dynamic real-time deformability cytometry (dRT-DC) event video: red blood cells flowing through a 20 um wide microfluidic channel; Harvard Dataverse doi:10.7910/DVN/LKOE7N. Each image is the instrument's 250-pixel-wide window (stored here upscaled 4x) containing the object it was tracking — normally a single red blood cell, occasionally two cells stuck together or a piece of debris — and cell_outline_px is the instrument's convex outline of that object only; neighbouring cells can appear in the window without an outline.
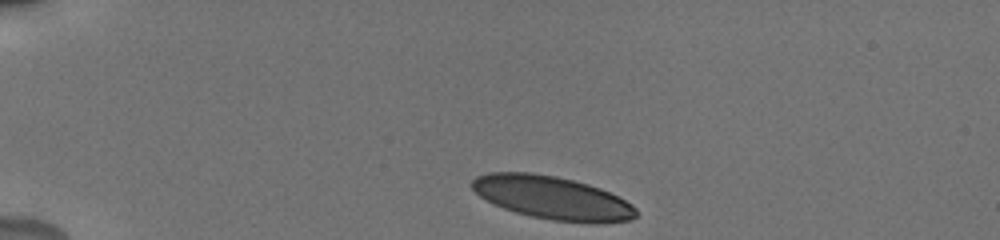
{"species": "human", "species_latin": "Homo sapiens", "temperature_condition": "cold", "stored_images_in_passage": 39, "camera_frame_rate_fps": 3000, "um_per_image_px": 0.085, "donor": {"sex": "male"}, "frame": {"image": 1, "passage_image": 1, "time_ms": 0.0, "image_size_px": [1000, 240], "cell_outline_px": [[636, 216], [632, 220], [596, 224], [552, 220], [532, 216], [516, 212], [492, 204], [480, 196], [472, 188], [472, 180], [476, 176], [488, 172], [532, 172], [556, 176], [588, 184], [600, 188], [632, 204], [636, 208]], "centroid_in_image_um": [46.94, 16.81], "position_along_channel_um": 38.1, "area_um2": 41.27}}
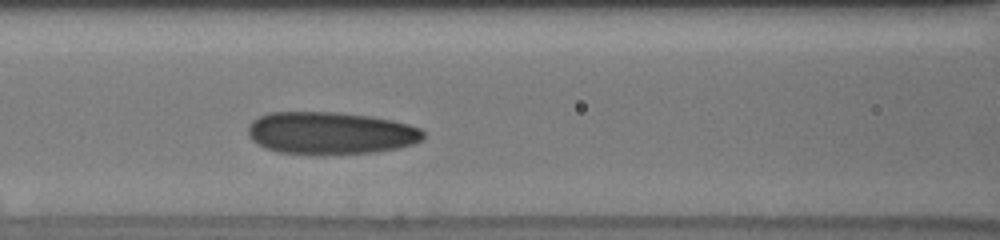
{"frame": {"image": 2, "passage_image": 14, "time_ms": 4.333, "image_size_px": [1000, 240], "cell_outline_px": [[424, 136], [420, 140], [412, 144], [400, 148], [376, 152], [316, 156], [280, 152], [264, 148], [256, 144], [248, 136], [248, 124], [252, 120], [268, 112], [336, 112], [368, 116], [392, 120], [408, 124], [420, 128], [424, 132]], "centroid_in_image_um": [28.05, 11.33], "position_along_channel_um": 138.5, "area_um2": 43.99}}
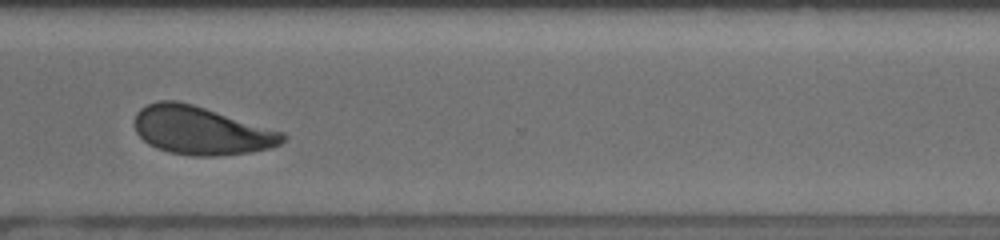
{"frame": {"image": 3, "passage_image": 31, "time_ms": 10.0, "image_size_px": [1000, 240], "cell_outline_px": [[288, 136], [280, 144], [268, 148], [252, 152], [220, 156], [192, 156], [168, 152], [156, 148], [148, 144], [136, 132], [136, 112], [140, 108], [148, 104], [160, 100], [176, 100], [192, 104], [284, 132]], "centroid_in_image_um": [17.1, 11.11], "position_along_channel_um": 353.5, "area_um2": 41.56}, "authors_computed_cell_mechanics": {"area_um2": 42.4252, "velocity_mm_per_s": 3.8031, "shape_relaxation_time_tau1_ms": 5.318, "shape_relaxation_time_tau2_ms": 1.6468, "deformation_change_tau1": 0.1431, "deformation_change_tau2": 0.0788}}